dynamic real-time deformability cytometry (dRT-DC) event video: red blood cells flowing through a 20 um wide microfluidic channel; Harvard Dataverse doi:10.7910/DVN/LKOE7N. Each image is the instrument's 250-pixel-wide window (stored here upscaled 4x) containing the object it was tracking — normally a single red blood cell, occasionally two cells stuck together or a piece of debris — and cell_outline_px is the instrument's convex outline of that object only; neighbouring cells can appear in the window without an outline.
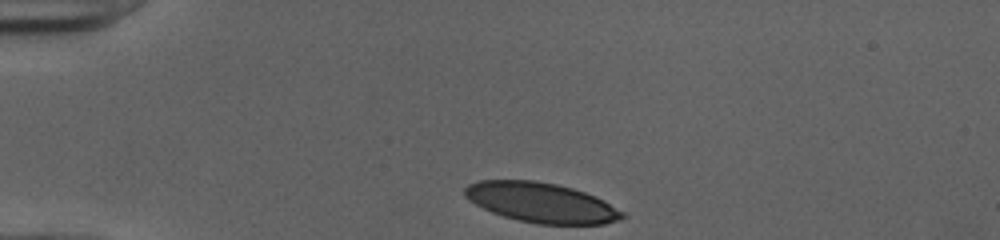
{"species": "human", "species_latin": "Homo sapiens", "temperature_condition": "cold", "stored_images_in_passage": 32, "camera_frame_rate_fps": 3000, "um_per_image_px": 0.085, "donor": {"sex": "female"}, "frame": {"image": 1, "passage_image": 1, "time_ms": 0.0, "image_size_px": [1000, 240], "cell_outline_px": [[628, 216], [620, 220], [604, 224], [536, 224], [516, 220], [492, 212], [468, 200], [464, 196], [464, 188], [468, 184], [480, 180], [532, 180], [556, 184], [572, 188], [596, 196], [624, 212]], "centroid_in_image_um": [46.01, 17.22], "position_along_channel_um": 39.0, "area_um2": 36.7}}
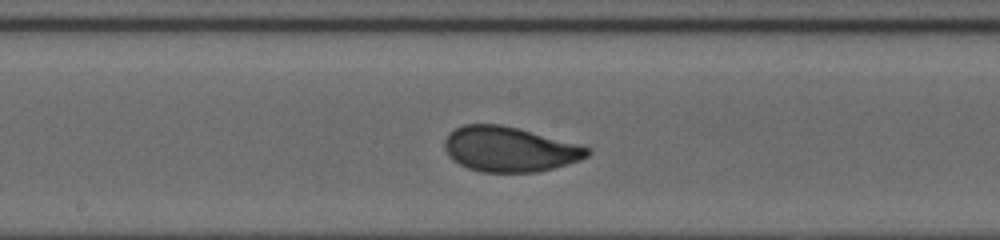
{"frame": {"image": 2, "passage_image": 17, "time_ms": 5.333, "image_size_px": [1000, 240], "cell_outline_px": [[592, 152], [588, 156], [580, 160], [552, 168], [536, 172], [480, 172], [468, 168], [452, 160], [448, 156], [444, 148], [444, 140], [448, 132], [464, 124], [500, 124], [516, 128], [592, 148]], "centroid_in_image_um": [43.26, 12.69], "position_along_channel_um": 204.9, "area_um2": 37.34}}
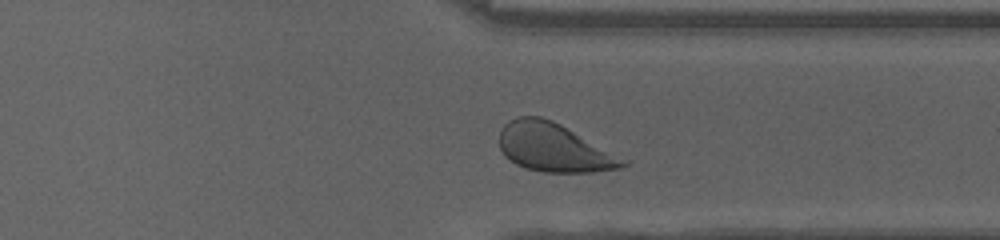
{"frame": {"image": 3, "passage_image": 29, "time_ms": 9.333, "image_size_px": [1000, 240], "cell_outline_px": [[628, 164], [624, 168], [592, 172], [540, 172], [524, 168], [516, 164], [504, 156], [500, 148], [500, 128], [508, 120], [516, 116], [540, 116], [552, 120], [560, 124]], "centroid_in_image_um": [46.94, 12.55], "position_along_channel_um": 364.5, "area_um2": 34.1}, "authors_computed_cell_mechanics": {"area_um2": 37.0209, "velocity_mm_per_s": 3.9912, "shape_relaxation_time_tau1_ms": 3.9642, "shape_relaxation_time_tau2_ms": null, "deformation_change_tau1": 0.1598, "deformation_change_tau2": null}}